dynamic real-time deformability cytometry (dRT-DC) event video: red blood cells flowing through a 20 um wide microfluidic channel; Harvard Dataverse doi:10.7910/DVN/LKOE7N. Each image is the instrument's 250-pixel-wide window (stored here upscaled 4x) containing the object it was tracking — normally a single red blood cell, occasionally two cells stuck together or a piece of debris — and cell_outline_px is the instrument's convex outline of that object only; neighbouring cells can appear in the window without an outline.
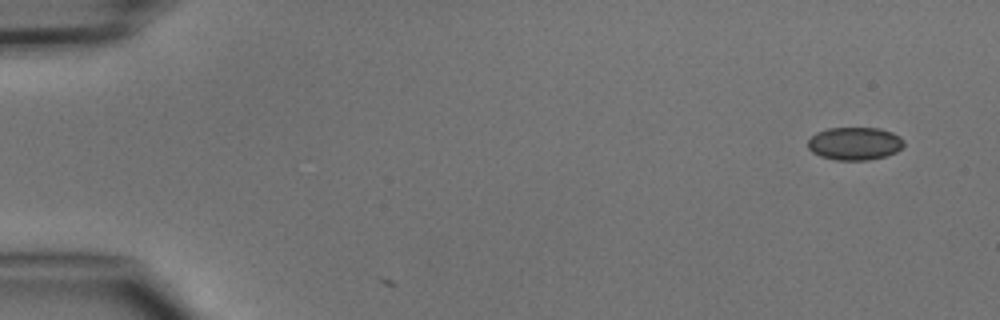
{"species": "common noctule bat (a hibernating species)", "species_latin": "Nyctalus noctula", "temperature_condition": "cold", "stored_images_in_passage": 2, "camera_frame_rate_fps": 3000, "um_per_image_px": 0.085, "animal": {"sex": "male", "body_mass_g": 15.6}, "frame": {"image": 1, "passage_image": 1, "time_ms": 0.0, "image_size_px": [1000, 320], "cell_outline_px": [[904, 144], [896, 152], [884, 156], [868, 160], [836, 160], [820, 156], [812, 152], [808, 148], [808, 140], [816, 132], [828, 128], [880, 128], [892, 132], [900, 136], [904, 140]], "centroid_in_image_um": [72.64, 12.19], "position_along_channel_um": 12.4, "area_um2": 18.44}}